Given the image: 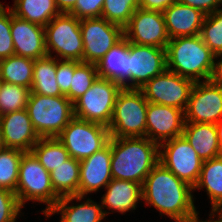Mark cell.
Masks as SVG:
<instances>
[{"label":"cell","instance_id":"cell-12","mask_svg":"<svg viewBox=\"0 0 222 222\" xmlns=\"http://www.w3.org/2000/svg\"><path fill=\"white\" fill-rule=\"evenodd\" d=\"M83 40V62L98 64L123 37V28L104 18L80 20Z\"/></svg>","mask_w":222,"mask_h":222},{"label":"cell","instance_id":"cell-32","mask_svg":"<svg viewBox=\"0 0 222 222\" xmlns=\"http://www.w3.org/2000/svg\"><path fill=\"white\" fill-rule=\"evenodd\" d=\"M99 77L96 64L74 61V76L65 95L72 103L79 99Z\"/></svg>","mask_w":222,"mask_h":222},{"label":"cell","instance_id":"cell-8","mask_svg":"<svg viewBox=\"0 0 222 222\" xmlns=\"http://www.w3.org/2000/svg\"><path fill=\"white\" fill-rule=\"evenodd\" d=\"M70 157L81 161L104 148L110 139L107 126L74 117L57 136Z\"/></svg>","mask_w":222,"mask_h":222},{"label":"cell","instance_id":"cell-15","mask_svg":"<svg viewBox=\"0 0 222 222\" xmlns=\"http://www.w3.org/2000/svg\"><path fill=\"white\" fill-rule=\"evenodd\" d=\"M166 69V49L129 42V89H141Z\"/></svg>","mask_w":222,"mask_h":222},{"label":"cell","instance_id":"cell-35","mask_svg":"<svg viewBox=\"0 0 222 222\" xmlns=\"http://www.w3.org/2000/svg\"><path fill=\"white\" fill-rule=\"evenodd\" d=\"M137 8L139 0H105L101 18L124 28Z\"/></svg>","mask_w":222,"mask_h":222},{"label":"cell","instance_id":"cell-31","mask_svg":"<svg viewBox=\"0 0 222 222\" xmlns=\"http://www.w3.org/2000/svg\"><path fill=\"white\" fill-rule=\"evenodd\" d=\"M24 153L14 148L0 150V188L16 192L19 165Z\"/></svg>","mask_w":222,"mask_h":222},{"label":"cell","instance_id":"cell-1","mask_svg":"<svg viewBox=\"0 0 222 222\" xmlns=\"http://www.w3.org/2000/svg\"><path fill=\"white\" fill-rule=\"evenodd\" d=\"M193 191L190 184L158 162L144 180L142 200L175 222H208L199 219Z\"/></svg>","mask_w":222,"mask_h":222},{"label":"cell","instance_id":"cell-34","mask_svg":"<svg viewBox=\"0 0 222 222\" xmlns=\"http://www.w3.org/2000/svg\"><path fill=\"white\" fill-rule=\"evenodd\" d=\"M199 35L215 56L222 54V8L206 15Z\"/></svg>","mask_w":222,"mask_h":222},{"label":"cell","instance_id":"cell-46","mask_svg":"<svg viewBox=\"0 0 222 222\" xmlns=\"http://www.w3.org/2000/svg\"><path fill=\"white\" fill-rule=\"evenodd\" d=\"M4 148L3 141H2V135H1V128H0V150Z\"/></svg>","mask_w":222,"mask_h":222},{"label":"cell","instance_id":"cell-24","mask_svg":"<svg viewBox=\"0 0 222 222\" xmlns=\"http://www.w3.org/2000/svg\"><path fill=\"white\" fill-rule=\"evenodd\" d=\"M182 135L203 161L222 155L215 124L185 123Z\"/></svg>","mask_w":222,"mask_h":222},{"label":"cell","instance_id":"cell-38","mask_svg":"<svg viewBox=\"0 0 222 222\" xmlns=\"http://www.w3.org/2000/svg\"><path fill=\"white\" fill-rule=\"evenodd\" d=\"M105 0H77L75 6L68 12L79 20L101 18Z\"/></svg>","mask_w":222,"mask_h":222},{"label":"cell","instance_id":"cell-40","mask_svg":"<svg viewBox=\"0 0 222 222\" xmlns=\"http://www.w3.org/2000/svg\"><path fill=\"white\" fill-rule=\"evenodd\" d=\"M178 2L196 8L206 15L220 10L222 5V0H178Z\"/></svg>","mask_w":222,"mask_h":222},{"label":"cell","instance_id":"cell-33","mask_svg":"<svg viewBox=\"0 0 222 222\" xmlns=\"http://www.w3.org/2000/svg\"><path fill=\"white\" fill-rule=\"evenodd\" d=\"M30 89L2 82L0 88V116L26 109Z\"/></svg>","mask_w":222,"mask_h":222},{"label":"cell","instance_id":"cell-20","mask_svg":"<svg viewBox=\"0 0 222 222\" xmlns=\"http://www.w3.org/2000/svg\"><path fill=\"white\" fill-rule=\"evenodd\" d=\"M162 13L169 39L199 35L206 17L202 11L178 1Z\"/></svg>","mask_w":222,"mask_h":222},{"label":"cell","instance_id":"cell-6","mask_svg":"<svg viewBox=\"0 0 222 222\" xmlns=\"http://www.w3.org/2000/svg\"><path fill=\"white\" fill-rule=\"evenodd\" d=\"M147 107L140 89L122 88L108 126L110 137H146Z\"/></svg>","mask_w":222,"mask_h":222},{"label":"cell","instance_id":"cell-23","mask_svg":"<svg viewBox=\"0 0 222 222\" xmlns=\"http://www.w3.org/2000/svg\"><path fill=\"white\" fill-rule=\"evenodd\" d=\"M75 199L76 201H81L84 197H61L45 217L48 218L52 214L60 213V222H102L106 218L100 203L97 204V202L88 198L81 204L69 205Z\"/></svg>","mask_w":222,"mask_h":222},{"label":"cell","instance_id":"cell-43","mask_svg":"<svg viewBox=\"0 0 222 222\" xmlns=\"http://www.w3.org/2000/svg\"><path fill=\"white\" fill-rule=\"evenodd\" d=\"M54 1L60 13H68L75 6L77 0H54Z\"/></svg>","mask_w":222,"mask_h":222},{"label":"cell","instance_id":"cell-21","mask_svg":"<svg viewBox=\"0 0 222 222\" xmlns=\"http://www.w3.org/2000/svg\"><path fill=\"white\" fill-rule=\"evenodd\" d=\"M102 195L101 206L105 217L111 209L124 214L135 210L139 200H142V185L132 181L112 179L105 187ZM106 208L107 210H104Z\"/></svg>","mask_w":222,"mask_h":222},{"label":"cell","instance_id":"cell-18","mask_svg":"<svg viewBox=\"0 0 222 222\" xmlns=\"http://www.w3.org/2000/svg\"><path fill=\"white\" fill-rule=\"evenodd\" d=\"M0 128L4 148L31 152L40 139L35 131L27 109L0 116Z\"/></svg>","mask_w":222,"mask_h":222},{"label":"cell","instance_id":"cell-7","mask_svg":"<svg viewBox=\"0 0 222 222\" xmlns=\"http://www.w3.org/2000/svg\"><path fill=\"white\" fill-rule=\"evenodd\" d=\"M44 29L48 56L52 57L51 52L54 51L57 53L54 56L56 59L83 62L84 47L80 20L77 17L69 13H60Z\"/></svg>","mask_w":222,"mask_h":222},{"label":"cell","instance_id":"cell-3","mask_svg":"<svg viewBox=\"0 0 222 222\" xmlns=\"http://www.w3.org/2000/svg\"><path fill=\"white\" fill-rule=\"evenodd\" d=\"M167 69L195 82L211 80L215 55L200 35L170 39L166 47Z\"/></svg>","mask_w":222,"mask_h":222},{"label":"cell","instance_id":"cell-4","mask_svg":"<svg viewBox=\"0 0 222 222\" xmlns=\"http://www.w3.org/2000/svg\"><path fill=\"white\" fill-rule=\"evenodd\" d=\"M26 109L40 138L57 137L75 117L66 96H43L30 92Z\"/></svg>","mask_w":222,"mask_h":222},{"label":"cell","instance_id":"cell-36","mask_svg":"<svg viewBox=\"0 0 222 222\" xmlns=\"http://www.w3.org/2000/svg\"><path fill=\"white\" fill-rule=\"evenodd\" d=\"M12 55H15V50L11 35V9L0 2V60Z\"/></svg>","mask_w":222,"mask_h":222},{"label":"cell","instance_id":"cell-27","mask_svg":"<svg viewBox=\"0 0 222 222\" xmlns=\"http://www.w3.org/2000/svg\"><path fill=\"white\" fill-rule=\"evenodd\" d=\"M10 9L18 18L43 27L60 14L54 0H14Z\"/></svg>","mask_w":222,"mask_h":222},{"label":"cell","instance_id":"cell-11","mask_svg":"<svg viewBox=\"0 0 222 222\" xmlns=\"http://www.w3.org/2000/svg\"><path fill=\"white\" fill-rule=\"evenodd\" d=\"M195 81L168 69L149 80L140 90L149 103L186 110Z\"/></svg>","mask_w":222,"mask_h":222},{"label":"cell","instance_id":"cell-5","mask_svg":"<svg viewBox=\"0 0 222 222\" xmlns=\"http://www.w3.org/2000/svg\"><path fill=\"white\" fill-rule=\"evenodd\" d=\"M19 204L24 207L26 201L45 203L44 216L54 207L60 197L55 193L48 172L32 152L22 155L16 192Z\"/></svg>","mask_w":222,"mask_h":222},{"label":"cell","instance_id":"cell-25","mask_svg":"<svg viewBox=\"0 0 222 222\" xmlns=\"http://www.w3.org/2000/svg\"><path fill=\"white\" fill-rule=\"evenodd\" d=\"M205 188L211 200L210 218L215 219V214L222 210V155L203 161L202 169L193 190Z\"/></svg>","mask_w":222,"mask_h":222},{"label":"cell","instance_id":"cell-13","mask_svg":"<svg viewBox=\"0 0 222 222\" xmlns=\"http://www.w3.org/2000/svg\"><path fill=\"white\" fill-rule=\"evenodd\" d=\"M124 37L131 43L166 49L169 37L161 11L137 8L123 28Z\"/></svg>","mask_w":222,"mask_h":222},{"label":"cell","instance_id":"cell-37","mask_svg":"<svg viewBox=\"0 0 222 222\" xmlns=\"http://www.w3.org/2000/svg\"><path fill=\"white\" fill-rule=\"evenodd\" d=\"M22 206L17 195L7 189L0 188V222H16Z\"/></svg>","mask_w":222,"mask_h":222},{"label":"cell","instance_id":"cell-42","mask_svg":"<svg viewBox=\"0 0 222 222\" xmlns=\"http://www.w3.org/2000/svg\"><path fill=\"white\" fill-rule=\"evenodd\" d=\"M219 57H220V60H218ZM211 81L215 85L222 86V54L215 56L214 70L211 77Z\"/></svg>","mask_w":222,"mask_h":222},{"label":"cell","instance_id":"cell-26","mask_svg":"<svg viewBox=\"0 0 222 222\" xmlns=\"http://www.w3.org/2000/svg\"><path fill=\"white\" fill-rule=\"evenodd\" d=\"M57 59L51 56L34 60L32 87L30 92L43 96H65L56 79Z\"/></svg>","mask_w":222,"mask_h":222},{"label":"cell","instance_id":"cell-22","mask_svg":"<svg viewBox=\"0 0 222 222\" xmlns=\"http://www.w3.org/2000/svg\"><path fill=\"white\" fill-rule=\"evenodd\" d=\"M98 75L129 89V41L123 37L97 64ZM128 82V83H127Z\"/></svg>","mask_w":222,"mask_h":222},{"label":"cell","instance_id":"cell-44","mask_svg":"<svg viewBox=\"0 0 222 222\" xmlns=\"http://www.w3.org/2000/svg\"><path fill=\"white\" fill-rule=\"evenodd\" d=\"M217 130L218 144L222 153V119L215 124Z\"/></svg>","mask_w":222,"mask_h":222},{"label":"cell","instance_id":"cell-16","mask_svg":"<svg viewBox=\"0 0 222 222\" xmlns=\"http://www.w3.org/2000/svg\"><path fill=\"white\" fill-rule=\"evenodd\" d=\"M184 111L172 106L149 103L146 116V137L161 144L181 136L184 130Z\"/></svg>","mask_w":222,"mask_h":222},{"label":"cell","instance_id":"cell-29","mask_svg":"<svg viewBox=\"0 0 222 222\" xmlns=\"http://www.w3.org/2000/svg\"><path fill=\"white\" fill-rule=\"evenodd\" d=\"M34 60L12 55L0 62V79L4 83L32 87Z\"/></svg>","mask_w":222,"mask_h":222},{"label":"cell","instance_id":"cell-9","mask_svg":"<svg viewBox=\"0 0 222 222\" xmlns=\"http://www.w3.org/2000/svg\"><path fill=\"white\" fill-rule=\"evenodd\" d=\"M122 87L112 80L98 77L74 103L76 118L109 126L115 101Z\"/></svg>","mask_w":222,"mask_h":222},{"label":"cell","instance_id":"cell-39","mask_svg":"<svg viewBox=\"0 0 222 222\" xmlns=\"http://www.w3.org/2000/svg\"><path fill=\"white\" fill-rule=\"evenodd\" d=\"M73 76L74 61L57 59L56 79L63 95L69 92Z\"/></svg>","mask_w":222,"mask_h":222},{"label":"cell","instance_id":"cell-28","mask_svg":"<svg viewBox=\"0 0 222 222\" xmlns=\"http://www.w3.org/2000/svg\"><path fill=\"white\" fill-rule=\"evenodd\" d=\"M51 184L61 198L78 196L80 179V161L70 157L50 172Z\"/></svg>","mask_w":222,"mask_h":222},{"label":"cell","instance_id":"cell-14","mask_svg":"<svg viewBox=\"0 0 222 222\" xmlns=\"http://www.w3.org/2000/svg\"><path fill=\"white\" fill-rule=\"evenodd\" d=\"M184 114L185 123L216 124L222 119V86L195 82Z\"/></svg>","mask_w":222,"mask_h":222},{"label":"cell","instance_id":"cell-41","mask_svg":"<svg viewBox=\"0 0 222 222\" xmlns=\"http://www.w3.org/2000/svg\"><path fill=\"white\" fill-rule=\"evenodd\" d=\"M177 1L178 0H139V8L163 12Z\"/></svg>","mask_w":222,"mask_h":222},{"label":"cell","instance_id":"cell-19","mask_svg":"<svg viewBox=\"0 0 222 222\" xmlns=\"http://www.w3.org/2000/svg\"><path fill=\"white\" fill-rule=\"evenodd\" d=\"M11 35L15 55L32 60L47 56L43 26L18 18L11 11Z\"/></svg>","mask_w":222,"mask_h":222},{"label":"cell","instance_id":"cell-45","mask_svg":"<svg viewBox=\"0 0 222 222\" xmlns=\"http://www.w3.org/2000/svg\"><path fill=\"white\" fill-rule=\"evenodd\" d=\"M215 215H218V219L214 220V219H209L208 222H222V210H220L218 213H216Z\"/></svg>","mask_w":222,"mask_h":222},{"label":"cell","instance_id":"cell-2","mask_svg":"<svg viewBox=\"0 0 222 222\" xmlns=\"http://www.w3.org/2000/svg\"><path fill=\"white\" fill-rule=\"evenodd\" d=\"M112 179L143 185L159 162V144L147 137H111Z\"/></svg>","mask_w":222,"mask_h":222},{"label":"cell","instance_id":"cell-30","mask_svg":"<svg viewBox=\"0 0 222 222\" xmlns=\"http://www.w3.org/2000/svg\"><path fill=\"white\" fill-rule=\"evenodd\" d=\"M31 152L48 172L70 158L67 149L57 137L40 138L32 147Z\"/></svg>","mask_w":222,"mask_h":222},{"label":"cell","instance_id":"cell-17","mask_svg":"<svg viewBox=\"0 0 222 222\" xmlns=\"http://www.w3.org/2000/svg\"><path fill=\"white\" fill-rule=\"evenodd\" d=\"M111 137L108 144L100 151L80 161V179L78 196L85 197L97 192L112 180L111 175Z\"/></svg>","mask_w":222,"mask_h":222},{"label":"cell","instance_id":"cell-10","mask_svg":"<svg viewBox=\"0 0 222 222\" xmlns=\"http://www.w3.org/2000/svg\"><path fill=\"white\" fill-rule=\"evenodd\" d=\"M159 162L192 187L197 183L203 160L181 135L159 145ZM163 149V150H161Z\"/></svg>","mask_w":222,"mask_h":222}]
</instances>
